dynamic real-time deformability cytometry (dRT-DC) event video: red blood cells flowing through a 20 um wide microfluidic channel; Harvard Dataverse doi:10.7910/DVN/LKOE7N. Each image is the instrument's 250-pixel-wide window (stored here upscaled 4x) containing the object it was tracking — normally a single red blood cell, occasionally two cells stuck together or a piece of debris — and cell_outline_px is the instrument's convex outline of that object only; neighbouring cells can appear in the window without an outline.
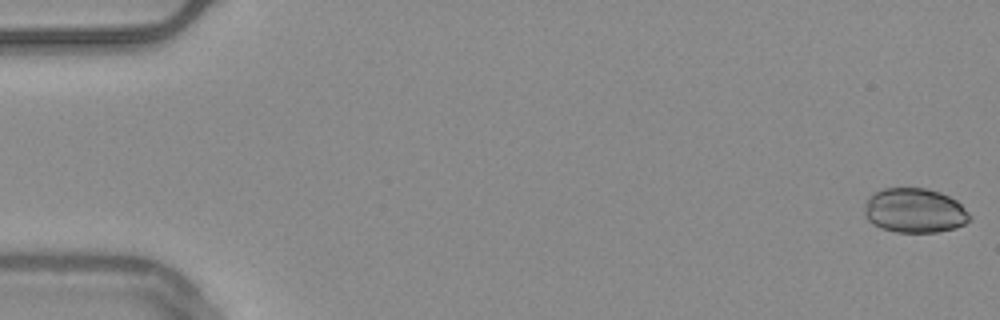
{"species": "common noctule bat (a hibernating species)", "species_latin": "Nyctalus noctula", "temperature_condition": "warm", "stored_images_in_passage": 55, "camera_frame_rate_fps": 3000, "um_per_image_px": 0.085, "animal": {"sex": "male", "body_mass_g": 20.4}, "frame": {"image": 1, "passage_image": 1, "time_ms": 0.0, "image_size_px": [1000, 320], "cell_outline_px": [[972, 220], [956, 228], [936, 232], [896, 232], [880, 228], [872, 224], [868, 220], [864, 212], [864, 204], [876, 192], [884, 188], [924, 188], [940, 192], [956, 200], [972, 216]], "centroid_in_image_um": [77.76, 17.91], "position_along_channel_um": 7.2, "area_um2": 27.34}}
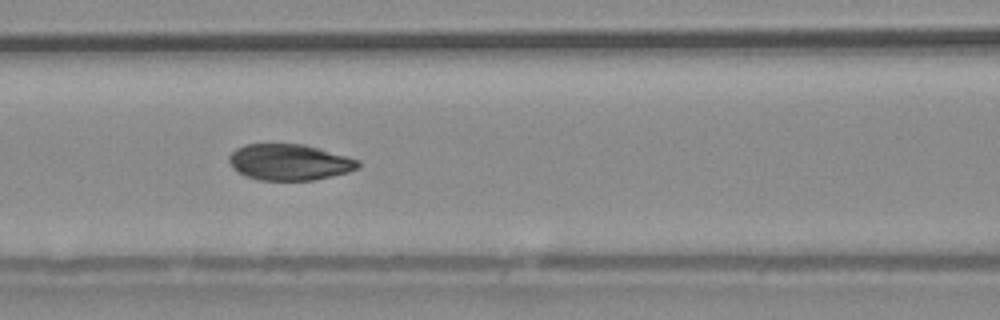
{"frame": {"image": 2, "passage_image": 24, "time_ms": 7.667, "image_size_px": [1000, 320], "cell_outline_px": [[360, 164], [356, 168], [348, 172], [332, 176], [312, 180], [260, 180], [244, 176], [228, 160], [228, 156], [236, 148], [244, 144], [304, 144], [360, 160]], "centroid_in_image_um": [24.59, 13.78], "position_along_channel_um": 142.0, "area_um2": 26.93}}
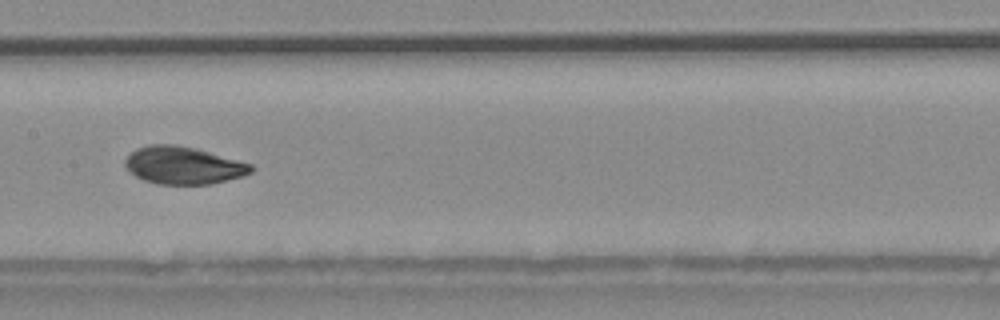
{"frame": {"image": 3, "passage_image": 28, "time_ms": 9.0, "image_size_px": [1000, 320], "cell_outline_px": [[256, 168], [252, 172], [244, 176], [212, 184], [156, 184], [144, 180], [136, 176], [124, 164], [124, 160], [136, 148], [148, 144], [176, 144], [196, 148], [252, 164]], "centroid_in_image_um": [15.61, 14.05], "position_along_channel_um": 191.8, "area_um2": 27.69}, "authors_computed_cell_mechanics": {"area_um2": 28.322, "velocity_mm_per_s": 3.7418, "shape_relaxation_time_tau1_ms": null, "shape_relaxation_time_tau2_ms": 0.4263, "deformation_change_tau1": null, "deformation_change_tau2": 0.0183}}